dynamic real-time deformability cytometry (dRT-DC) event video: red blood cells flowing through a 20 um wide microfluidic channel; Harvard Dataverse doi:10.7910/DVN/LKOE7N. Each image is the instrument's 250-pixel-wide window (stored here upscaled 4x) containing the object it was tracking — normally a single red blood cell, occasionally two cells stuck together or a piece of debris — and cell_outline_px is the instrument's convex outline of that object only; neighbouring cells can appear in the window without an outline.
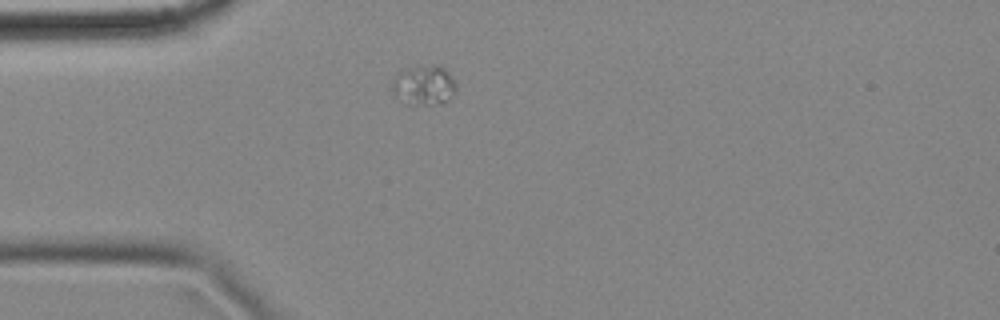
{"species": "common noctule bat (a hibernating species)", "species_latin": "Nyctalus noctula", "temperature_condition": "cold", "stored_images_in_passage": 6, "camera_frame_rate_fps": 3000, "um_per_image_px": 0.085, "animal": {"sex": "female", "body_mass_g": 18.4}, "frame": {"image": 1, "passage_image": 1, "time_ms": 0.0, "image_size_px": [1000, 320], "cell_outline_px": [[456, 88], [448, 100], [432, 104], [404, 104], [392, 88], [392, 84], [396, 76], [400, 72], [408, 68], [432, 64], [436, 64], [444, 68], [448, 72], [456, 84]], "centroid_in_image_um": [36.04, 7.23], "position_along_channel_um": 49.0, "area_um2": 14.45}}